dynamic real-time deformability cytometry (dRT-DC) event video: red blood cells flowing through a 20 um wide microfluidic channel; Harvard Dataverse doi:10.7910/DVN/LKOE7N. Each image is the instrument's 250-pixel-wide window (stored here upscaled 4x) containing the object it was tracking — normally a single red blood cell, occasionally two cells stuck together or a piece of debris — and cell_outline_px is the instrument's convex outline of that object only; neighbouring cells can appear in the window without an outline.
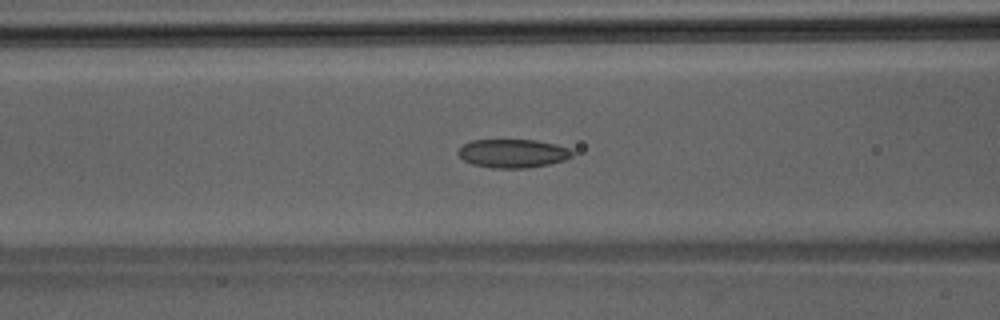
{"species": "Egyptian fruit bat (a non-hibernating species)", "species_latin": "Rousettus aegyptiacus", "temperature_condition": "room temperature", "stored_images_in_passage": 45, "camera_frame_rate_fps": 3000, "um_per_image_px": 0.085, "animal": {"sex": "male"}, "frame": {"image": 1, "passage_image": 18, "time_ms": 5.667, "image_size_px": [1000, 320], "cell_outline_px": [[572, 156], [564, 160], [548, 164], [528, 168], [492, 168], [472, 164], [464, 160], [456, 152], [464, 144], [472, 140], [536, 140], [556, 144], [568, 148], [572, 152]], "centroid_in_image_um": [43.57, 13.04], "position_along_channel_um": 123.0, "area_um2": 18.9}}
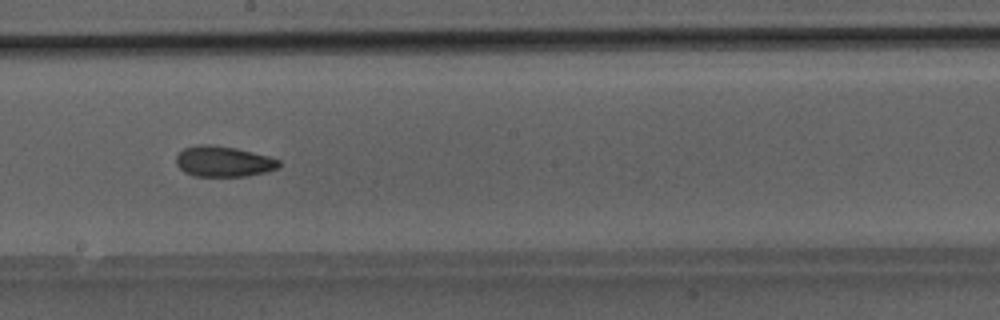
{"frame": {"image": 2, "passage_image": 25, "time_ms": 8.0, "image_size_px": [1000, 320], "cell_outline_px": [[280, 164], [276, 168], [264, 172], [248, 176], [192, 176], [184, 172], [176, 164], [176, 156], [184, 148], [196, 144], [212, 144], [236, 148], [268, 156], [280, 160]], "centroid_in_image_um": [18.95, 13.72], "position_along_channel_um": 229.2, "area_um2": 18.38}}
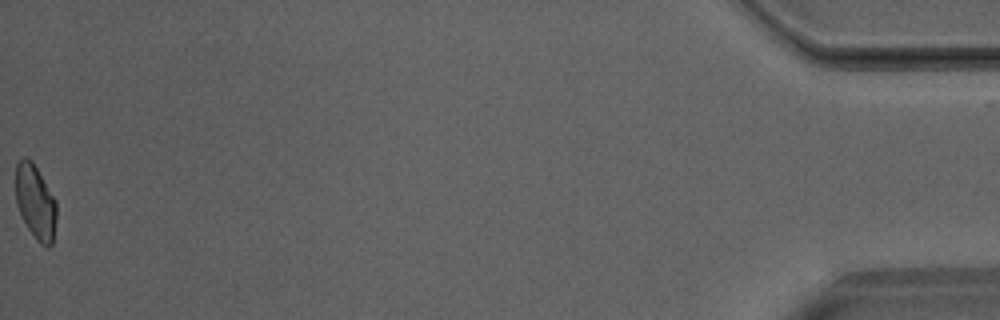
{"frame": {"image": 3, "passage_image": 45, "time_ms": 14.667, "image_size_px": [1000, 320], "cell_outline_px": [[56, 220], [52, 244], [48, 248], [40, 244], [36, 240], [28, 228], [16, 204], [16, 164], [24, 156], [32, 160], [56, 200]], "centroid_in_image_um": [3.02, 17.17], "position_along_channel_um": 432.2, "area_um2": 17.69}}